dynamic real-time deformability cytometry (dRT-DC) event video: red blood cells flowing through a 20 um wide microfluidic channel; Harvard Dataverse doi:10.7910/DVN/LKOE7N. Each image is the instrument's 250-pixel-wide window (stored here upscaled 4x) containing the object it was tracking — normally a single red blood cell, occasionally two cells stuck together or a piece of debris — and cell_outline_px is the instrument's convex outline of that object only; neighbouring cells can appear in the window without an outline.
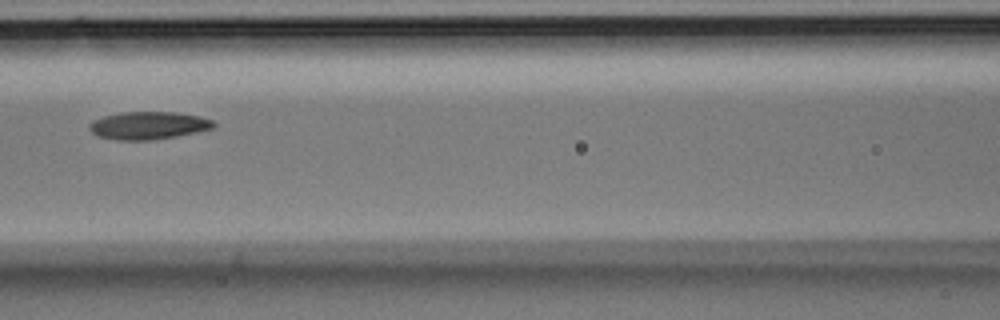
{"species": "Egyptian fruit bat (a non-hibernating species)", "species_latin": "Rousettus aegyptiacus", "temperature_condition": "room temperature", "stored_images_in_passage": 7, "camera_frame_rate_fps": 3000, "um_per_image_px": 0.085, "animal": {"sex": "male"}, "frame": {"image": 1, "passage_image": 7, "time_ms": 2.0, "image_size_px": [1000, 320], "cell_outline_px": [[216, 124], [212, 128], [196, 132], [176, 136], [152, 140], [116, 140], [96, 136], [88, 128], [88, 124], [92, 120], [104, 116], [124, 112], [172, 112], [200, 116], [212, 120]], "centroid_in_image_um": [12.57, 10.67], "position_along_channel_um": 154.0, "area_um2": 20.06}}